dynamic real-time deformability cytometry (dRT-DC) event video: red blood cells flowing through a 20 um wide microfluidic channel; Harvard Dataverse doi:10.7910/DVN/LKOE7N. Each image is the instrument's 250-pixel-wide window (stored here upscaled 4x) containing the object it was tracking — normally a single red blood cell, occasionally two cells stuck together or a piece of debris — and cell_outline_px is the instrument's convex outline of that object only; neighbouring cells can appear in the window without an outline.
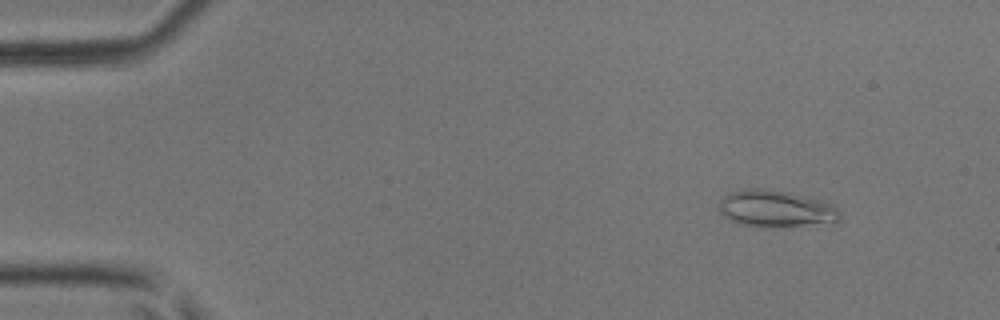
{"species": "common noctule bat (a hibernating species)", "species_latin": "Nyctalus noctula", "temperature_condition": "room temperature", "stored_images_in_passage": 9, "camera_frame_rate_fps": 3000, "um_per_image_px": 0.085, "animal": {"sex": "male", "body_mass_g": 17.9, "forearm_length_mm": 54.2}, "frame": {"image": 1, "passage_image": 6, "time_ms": 1.667, "image_size_px": [1000, 320], "cell_outline_px": [[840, 220], [836, 224], [784, 228], [760, 228], [740, 224], [724, 216], [716, 208], [716, 204], [728, 192], [752, 188], [768, 188], [792, 192], [824, 200], [832, 204], [840, 212]], "centroid_in_image_um": [66.0, 17.77], "position_along_channel_um": 19.0, "area_um2": 27.4}}